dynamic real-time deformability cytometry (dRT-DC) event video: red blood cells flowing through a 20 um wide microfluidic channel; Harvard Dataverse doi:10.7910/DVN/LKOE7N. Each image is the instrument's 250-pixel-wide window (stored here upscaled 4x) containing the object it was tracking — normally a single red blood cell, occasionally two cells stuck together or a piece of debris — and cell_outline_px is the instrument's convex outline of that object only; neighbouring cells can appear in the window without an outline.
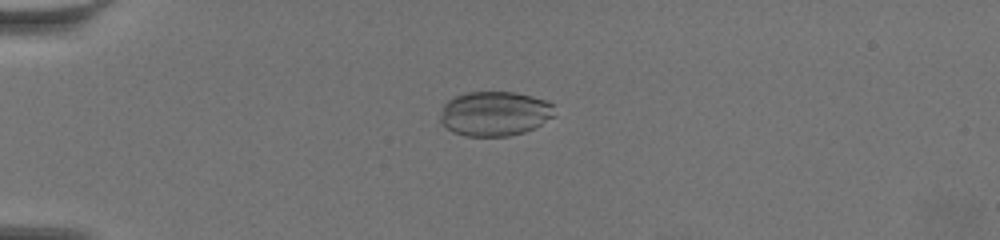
{"species": "common noctule bat (a hibernating species)", "species_latin": "Nyctalus noctula", "temperature_condition": "warm", "stored_images_in_passage": 45, "camera_frame_rate_fps": 3000, "um_per_image_px": 0.085, "animal": {"sex": "female", "body_mass_g": 19.5, "forearm_length_mm": 54.1}, "frame": {"image": 1, "passage_image": 1, "time_ms": 0.0, "image_size_px": [1000, 240], "cell_outline_px": [[556, 116], [524, 132], [508, 136], [464, 136], [452, 132], [440, 120], [440, 116], [444, 104], [448, 100], [464, 92], [516, 92], [532, 96], [544, 100], [552, 104]], "centroid_in_image_um": [42.05, 9.65], "position_along_channel_um": 43.0, "area_um2": 29.71}}
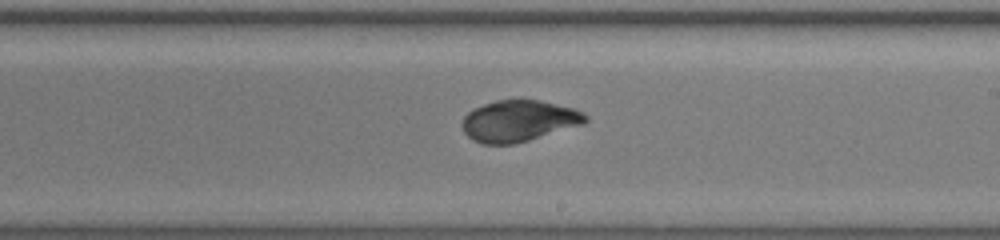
{"frame": {"image": 2, "passage_image": 22, "time_ms": 7.0, "image_size_px": [1000, 240], "cell_outline_px": [[588, 120], [584, 124], [528, 140], [512, 144], [480, 144], [472, 140], [464, 132], [460, 124], [464, 116], [472, 108], [496, 100], [540, 100], [572, 108], [584, 112], [588, 116]], "centroid_in_image_um": [44.07, 10.28], "position_along_channel_um": 244.9, "area_um2": 29.77}}
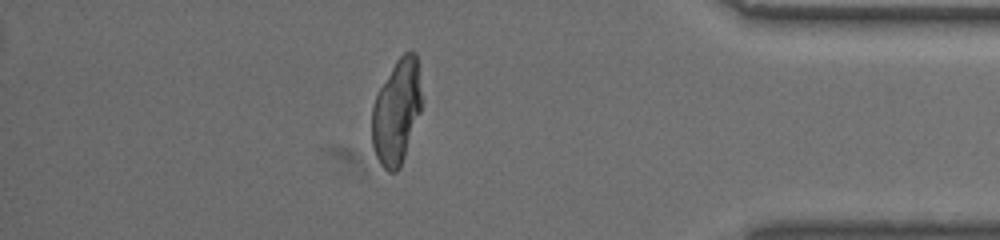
{"frame": {"image": 3, "passage_image": 38, "time_ms": 12.333, "image_size_px": [1000, 240], "cell_outline_px": [[420, 112], [400, 168], [396, 172], [388, 172], [380, 164], [376, 156], [372, 144], [372, 108], [376, 96], [380, 88], [396, 60], [404, 52], [416, 52], [420, 92]], "centroid_in_image_um": [33.69, 9.54], "position_along_channel_um": 401.5, "area_um2": 29.77}}